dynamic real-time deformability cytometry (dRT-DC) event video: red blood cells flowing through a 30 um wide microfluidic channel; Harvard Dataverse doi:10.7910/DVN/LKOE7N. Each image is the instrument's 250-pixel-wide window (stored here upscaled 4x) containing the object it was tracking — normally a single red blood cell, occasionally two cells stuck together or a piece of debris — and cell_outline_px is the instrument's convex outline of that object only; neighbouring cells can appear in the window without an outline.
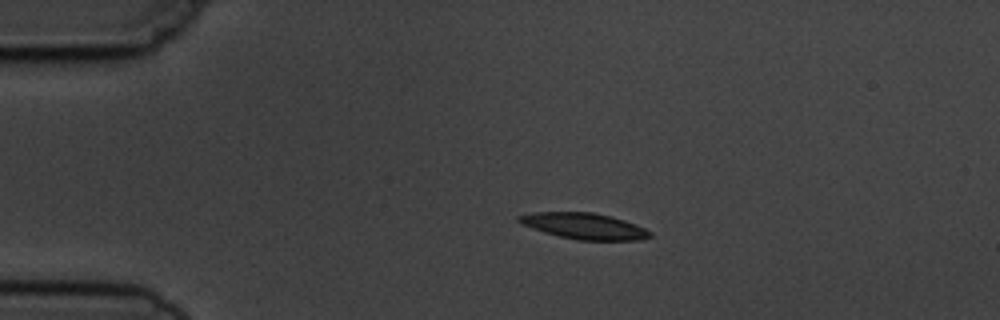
{"species": "common noctule bat (a hibernating species)", "species_latin": "Nyctalus noctula", "temperature_condition": "cold", "stored_images_in_passage": 4, "camera_frame_rate_fps": 3000, "um_per_image_px": 0.085, "animal": {"sex": "male", "body_mass_g": 19.5, "forearm_length_mm": 54.6}, "frame": {"image": 1, "passage_image": 2, "time_ms": 1.0, "image_size_px": [1000, 320], "cell_outline_px": [[652, 236], [640, 240], [576, 240], [544, 232], [520, 224], [516, 220], [516, 216], [532, 212], [592, 212], [612, 216], [624, 220], [644, 228], [652, 232]], "centroid_in_image_um": [49.62, 19.21], "position_along_channel_um": 35.4, "area_um2": 20.0}}
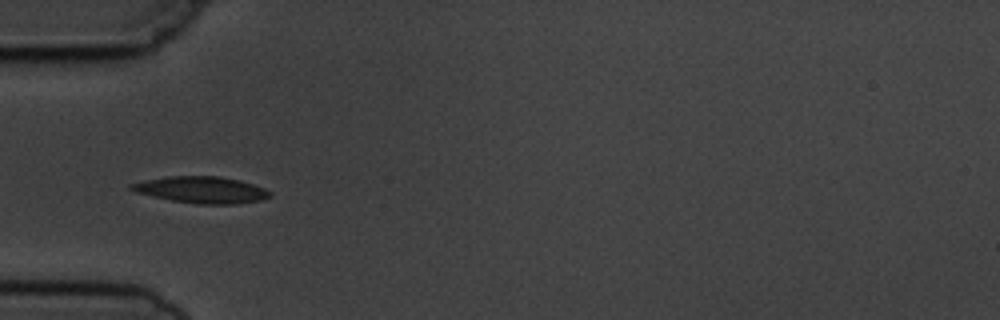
{"frame": {"image": 2, "passage_image": 3, "time_ms": 3.0, "image_size_px": [1000, 320], "cell_outline_px": [[272, 196], [260, 200], [236, 204], [196, 204], [172, 200], [152, 196], [136, 192], [128, 188], [128, 184], [144, 180], [168, 176], [220, 176], [240, 180], [264, 188], [272, 192]], "centroid_in_image_um": [17.12, 16.13], "position_along_channel_um": 67.9, "area_um2": 21.56}}
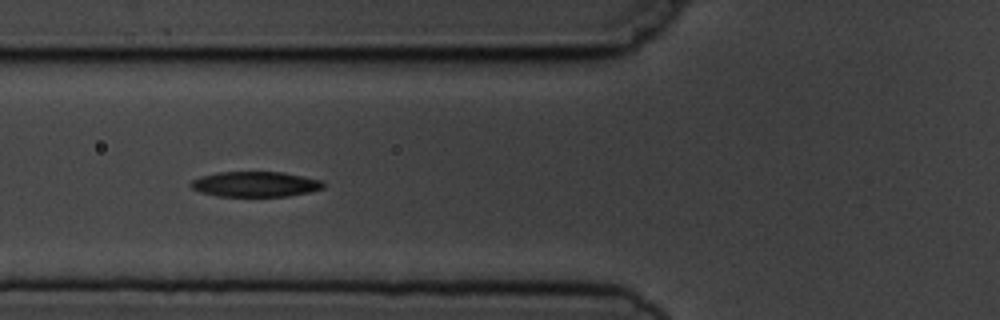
{"frame": {"image": 3, "passage_image": 4, "time_ms": 4.0, "image_size_px": [1000, 320], "cell_outline_px": [[324, 188], [308, 192], [288, 196], [216, 196], [200, 192], [192, 188], [188, 184], [192, 180], [200, 176], [220, 172], [284, 172], [324, 180]], "centroid_in_image_um": [21.71, 15.65], "position_along_channel_um": 104.1, "area_um2": 19.65}}